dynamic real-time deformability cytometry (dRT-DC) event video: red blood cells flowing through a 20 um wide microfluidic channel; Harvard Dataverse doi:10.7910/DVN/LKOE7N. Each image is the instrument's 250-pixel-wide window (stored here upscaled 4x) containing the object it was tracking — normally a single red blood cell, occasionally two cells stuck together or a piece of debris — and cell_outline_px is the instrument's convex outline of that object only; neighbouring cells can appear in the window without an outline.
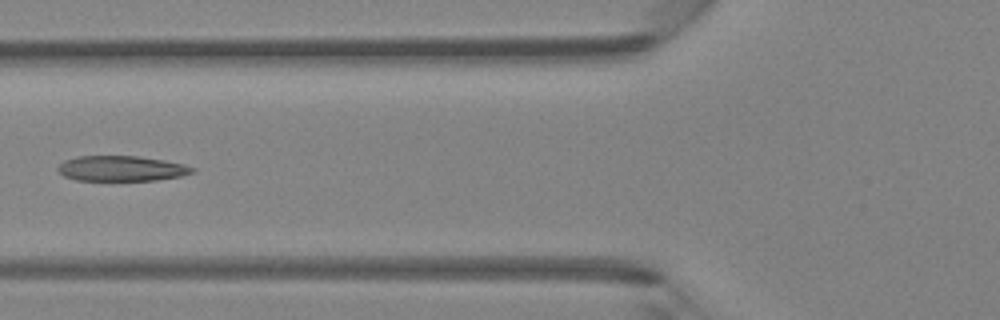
{"species": "Egyptian fruit bat (a non-hibernating species)", "species_latin": "Rousettus aegyptiacus", "temperature_condition": "room temperature", "stored_images_in_passage": 5, "camera_frame_rate_fps": 3000, "um_per_image_px": 0.085, "animal": {"sex": "female"}, "frame": {"image": 1, "passage_image": 5, "time_ms": 5.333, "image_size_px": [1000, 320], "cell_outline_px": [[196, 172], [180, 176], [156, 180], [76, 180], [64, 176], [56, 168], [64, 160], [76, 156], [140, 156], [164, 160], [184, 164], [196, 168]], "centroid_in_image_um": [10.34, 14.31], "position_along_channel_um": 115.5, "area_um2": 19.88}}